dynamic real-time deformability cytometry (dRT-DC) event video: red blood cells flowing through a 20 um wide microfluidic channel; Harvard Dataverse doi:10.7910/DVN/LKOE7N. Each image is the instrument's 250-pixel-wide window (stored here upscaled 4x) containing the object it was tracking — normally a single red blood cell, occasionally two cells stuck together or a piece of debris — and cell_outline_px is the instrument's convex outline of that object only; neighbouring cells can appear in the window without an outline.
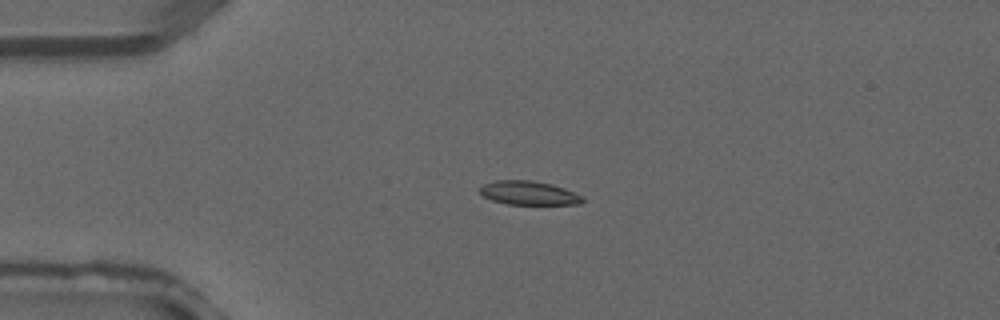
{"species": "common noctule bat (a hibernating species)", "species_latin": "Nyctalus noctula", "temperature_condition": "warm", "stored_images_in_passage": 3, "camera_frame_rate_fps": 3000, "um_per_image_px": 0.085, "animal": {"sex": "male", "forearm_length_mm": 52.5}, "frame": {"image": 1, "passage_image": 2, "time_ms": 0.333, "image_size_px": [1000, 320], "cell_outline_px": [[584, 200], [580, 204], [508, 204], [492, 200], [484, 196], [476, 188], [484, 184], [496, 180], [532, 180], [552, 184], [564, 188], [584, 196]], "centroid_in_image_um": [44.94, 16.39], "position_along_channel_um": 40.1, "area_um2": 14.33}}